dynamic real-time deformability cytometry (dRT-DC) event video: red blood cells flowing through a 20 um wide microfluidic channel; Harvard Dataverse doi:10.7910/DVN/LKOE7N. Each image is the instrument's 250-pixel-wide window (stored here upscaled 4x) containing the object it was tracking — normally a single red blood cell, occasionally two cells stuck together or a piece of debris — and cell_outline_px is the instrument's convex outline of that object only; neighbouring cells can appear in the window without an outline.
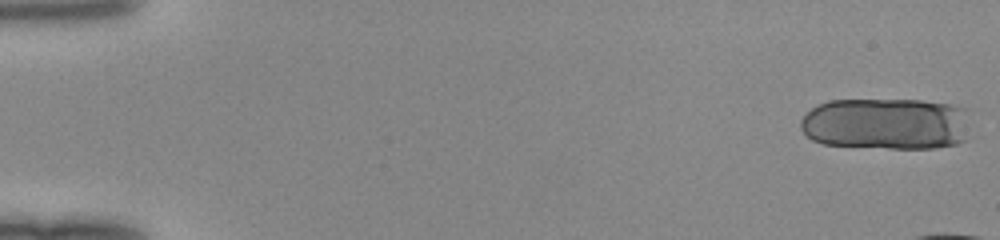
{"species": "human", "species_latin": "Homo sapiens", "temperature_condition": "room temperature", "stored_images_in_passage": 13, "camera_frame_rate_fps": 3000, "um_per_image_px": 0.085, "donor": {"sex": "female"}, "frame": {"image": 1, "passage_image": 1, "time_ms": 0.0, "image_size_px": [1000, 240], "cell_outline_px": [[968, 108], [964, 140], [956, 144], [932, 148], [888, 148], [824, 144], [812, 140], [800, 128], [800, 120], [816, 104], [828, 100], [920, 100], [948, 104]], "centroid_in_image_um": [75.29, 10.51], "position_along_channel_um": 9.7, "area_um2": 51.38}}